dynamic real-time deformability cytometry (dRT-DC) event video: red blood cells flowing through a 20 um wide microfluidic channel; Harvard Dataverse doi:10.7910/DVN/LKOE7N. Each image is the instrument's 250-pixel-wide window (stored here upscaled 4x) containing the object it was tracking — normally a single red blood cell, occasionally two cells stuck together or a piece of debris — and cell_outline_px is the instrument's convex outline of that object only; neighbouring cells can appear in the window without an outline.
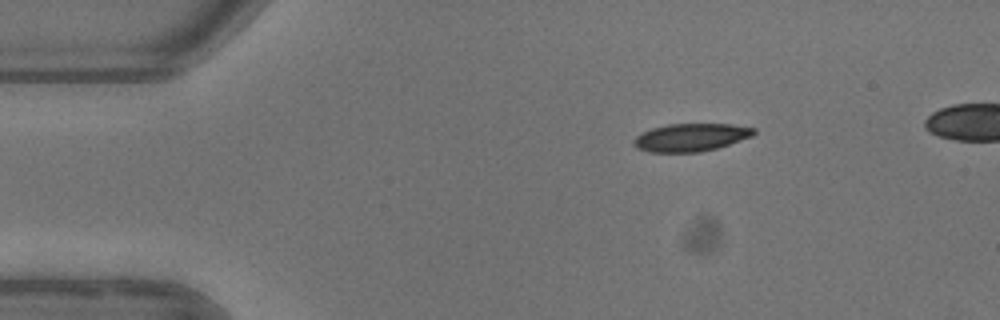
{"species": "common noctule bat (a hibernating species)", "species_latin": "Nyctalus noctula", "temperature_condition": "warm", "stored_images_in_passage": 4, "camera_frame_rate_fps": 3000, "um_per_image_px": 0.085, "animal": {"sex": "female"}, "frame": {"image": 1, "passage_image": 1, "time_ms": 0.0, "image_size_px": [1000, 320], "cell_outline_px": [[756, 132], [752, 136], [716, 148], [700, 152], [648, 152], [636, 148], [632, 144], [632, 140], [640, 132], [652, 128], [668, 124], [732, 124], [756, 128]], "centroid_in_image_um": [58.67, 11.67], "position_along_channel_um": 26.3, "area_um2": 19.59}}